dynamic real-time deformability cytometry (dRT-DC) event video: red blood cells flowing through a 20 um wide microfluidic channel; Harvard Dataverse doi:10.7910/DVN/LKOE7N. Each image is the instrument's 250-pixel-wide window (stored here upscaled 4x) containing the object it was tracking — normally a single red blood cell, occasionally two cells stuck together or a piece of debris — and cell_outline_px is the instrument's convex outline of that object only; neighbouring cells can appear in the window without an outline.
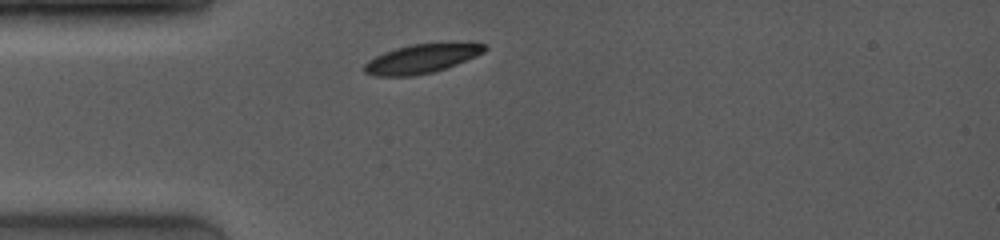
{"species": "common noctule bat (a hibernating species)", "species_latin": "Nyctalus noctula", "temperature_condition": "room temperature", "stored_images_in_passage": 22, "camera_frame_rate_fps": 4000, "um_per_image_px": 0.085, "animal": {"sex": "female", "body_mass_g": 19.0, "forearm_length_mm": 53.3}, "frame": {"image": 1, "passage_image": 1, "time_ms": 0.0, "image_size_px": [1000, 240], "cell_outline_px": [[488, 48], [484, 52], [476, 56], [456, 64], [432, 72], [412, 76], [372, 76], [364, 72], [364, 64], [368, 60], [384, 52], [396, 48], [412, 44], [488, 44]], "centroid_in_image_um": [35.77, 5.01], "position_along_channel_um": 49.2, "area_um2": 19.88}}
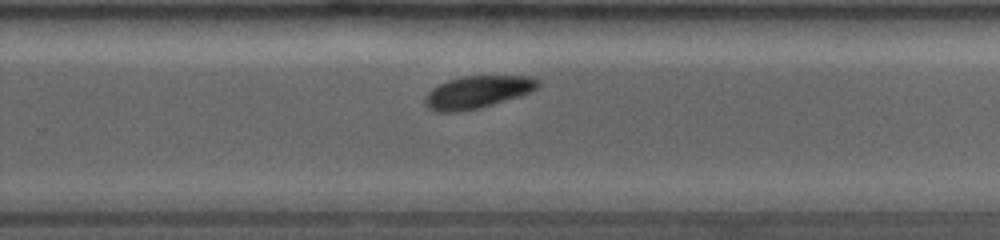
{"frame": {"image": 2, "passage_image": 13, "time_ms": 6.25, "image_size_px": [1000, 240], "cell_outline_px": [[540, 84], [536, 88], [520, 96], [492, 104], [476, 108], [456, 112], [436, 112], [428, 108], [424, 104], [424, 96], [432, 88], [448, 80], [464, 76], [532, 76], [540, 80]], "centroid_in_image_um": [40.55, 7.82], "position_along_channel_um": 289.2, "area_um2": 21.21}}
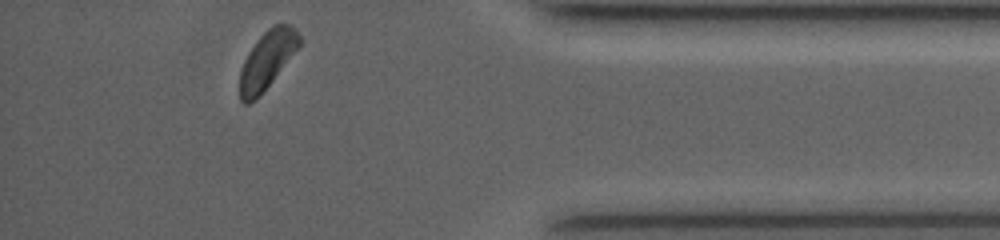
{"frame": {"image": 3, "passage_image": 22, "time_ms": 9.75, "image_size_px": [1000, 240], "cell_outline_px": [[300, 44], [260, 96], [256, 100], [248, 104], [244, 104], [240, 100], [240, 68], [248, 52], [256, 40], [268, 28], [276, 24], [288, 24], [296, 28], [300, 36]], "centroid_in_image_um": [22.67, 5.11], "position_along_channel_um": 412.5, "area_um2": 19.83}, "authors_computed_cell_mechanics": {"area_um2": 21.2993, "velocity_mm_per_s": 4.0319, "shape_relaxation_time_tau1_ms": 1.1333, "shape_relaxation_time_tau2_ms": 5.914, "deformation_change_tau1": 0.0729, "deformation_change_tau2": 0.0904}}